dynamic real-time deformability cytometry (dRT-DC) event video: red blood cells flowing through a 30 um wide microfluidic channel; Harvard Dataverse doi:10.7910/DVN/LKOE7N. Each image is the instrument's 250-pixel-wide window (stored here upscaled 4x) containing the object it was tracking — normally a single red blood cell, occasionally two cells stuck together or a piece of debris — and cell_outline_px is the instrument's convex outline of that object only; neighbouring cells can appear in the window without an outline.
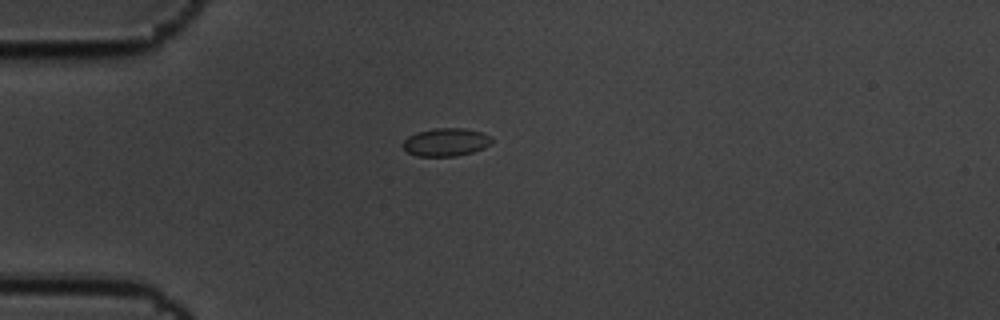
{"species": "common noctule bat (a hibernating species)", "species_latin": "Nyctalus noctula", "temperature_condition": "cold", "stored_images_in_passage": 4, "camera_frame_rate_fps": 3000, "um_per_image_px": 0.085, "animal": {"sex": "male", "body_mass_g": 19.5, "forearm_length_mm": 54.6}, "frame": {"image": 1, "passage_image": 1, "time_ms": 0.0, "image_size_px": [1000, 320], "cell_outline_px": [[492, 140], [484, 148], [472, 152], [456, 156], [416, 156], [408, 152], [404, 148], [404, 140], [408, 136], [416, 132], [436, 128], [464, 128], [480, 132], [492, 136]], "centroid_in_image_um": [37.9, 12.08], "position_along_channel_um": 47.1, "area_um2": 14.39}}
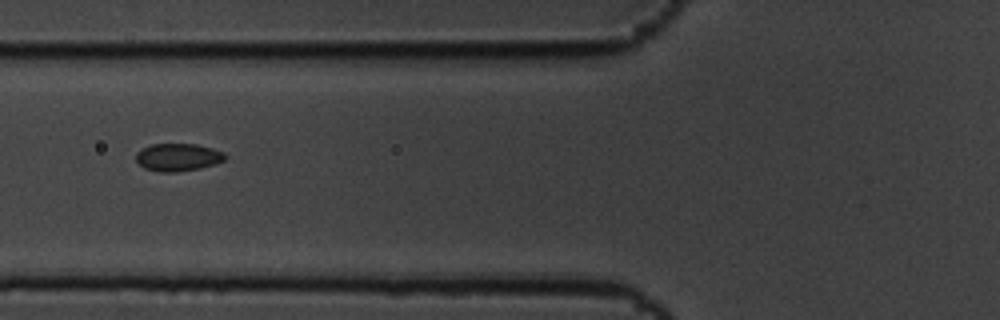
{"frame": {"image": 2, "passage_image": 3, "time_ms": 0.667, "image_size_px": [1000, 320], "cell_outline_px": [[228, 156], [224, 160], [216, 164], [200, 168], [176, 172], [160, 172], [144, 168], [136, 160], [136, 152], [140, 148], [152, 144], [196, 144], [212, 148], [224, 152]], "centroid_in_image_um": [15.13, 13.36], "position_along_channel_um": 110.7, "area_um2": 14.51}}
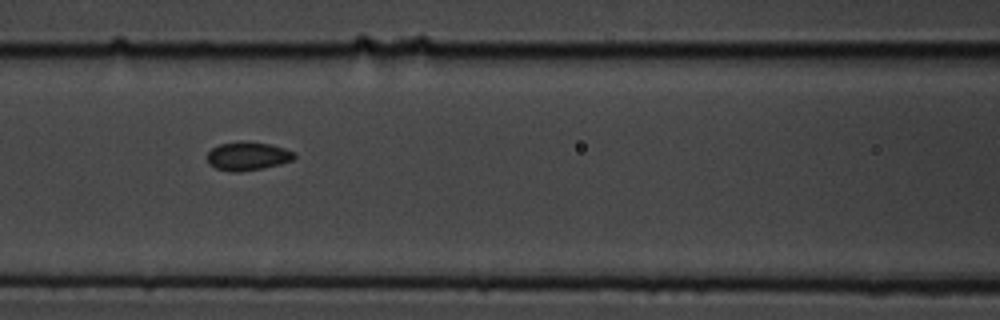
{"frame": {"image": 3, "passage_image": 4, "time_ms": 1.0, "image_size_px": [1000, 320], "cell_outline_px": [[296, 156], [292, 160], [280, 164], [260, 168], [236, 172], [232, 172], [216, 168], [208, 164], [208, 152], [212, 148], [220, 144], [240, 140], [244, 140], [272, 144], [296, 152]], "centroid_in_image_um": [21.06, 13.24], "position_along_channel_um": 145.5, "area_um2": 14.57}}